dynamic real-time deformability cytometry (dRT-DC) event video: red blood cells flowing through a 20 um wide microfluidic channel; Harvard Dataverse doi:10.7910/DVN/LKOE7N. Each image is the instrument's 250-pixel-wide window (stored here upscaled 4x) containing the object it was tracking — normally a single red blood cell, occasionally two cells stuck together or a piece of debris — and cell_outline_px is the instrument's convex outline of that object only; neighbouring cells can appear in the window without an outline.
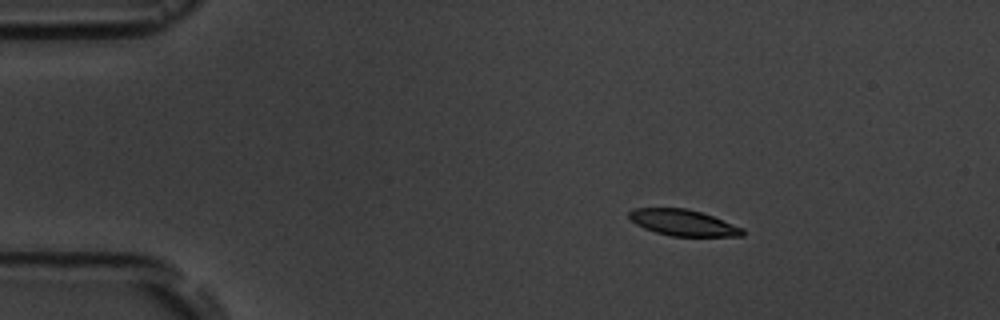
{"species": "common noctule bat (a hibernating species)", "species_latin": "Nyctalus noctula", "temperature_condition": "room temperature", "stored_images_in_passage": 5, "camera_frame_rate_fps": 3000, "um_per_image_px": 0.085, "animal": {"sex": "male", "body_mass_g": 19.5, "forearm_length_mm": 54.6}, "frame": {"image": 1, "passage_image": 3, "time_ms": 3.0, "image_size_px": [1000, 320], "cell_outline_px": [[744, 236], [672, 236], [656, 232], [644, 228], [636, 224], [628, 216], [628, 212], [632, 208], [688, 208], [712, 216], [744, 228]], "centroid_in_image_um": [58.06, 18.92], "position_along_channel_um": 26.9, "area_um2": 17.22}}